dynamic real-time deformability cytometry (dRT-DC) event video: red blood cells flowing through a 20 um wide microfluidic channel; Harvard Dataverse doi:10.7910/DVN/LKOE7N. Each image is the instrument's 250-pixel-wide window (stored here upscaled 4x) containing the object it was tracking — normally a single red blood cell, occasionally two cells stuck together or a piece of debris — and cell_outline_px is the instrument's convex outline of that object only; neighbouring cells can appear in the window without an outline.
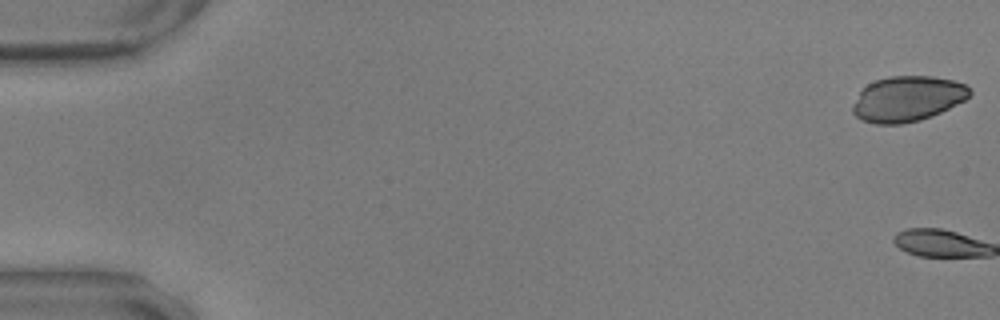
{"species": "common noctule bat (a hibernating species)", "species_latin": "Nyctalus noctula", "temperature_condition": "warm", "stored_images_in_passage": 2, "camera_frame_rate_fps": 3000, "um_per_image_px": 0.085, "animal": {"sex": "male", "body_mass_g": 17.9, "forearm_length_mm": 54.2}, "frame": {"image": 1, "passage_image": 1, "time_ms": 0.0, "image_size_px": [1000, 320], "cell_outline_px": [[972, 92], [964, 100], [940, 112], [920, 120], [904, 124], [876, 124], [860, 120], [852, 112], [852, 104], [860, 92], [868, 84], [876, 80], [888, 76], [932, 76], [952, 80], [964, 84]], "centroid_in_image_um": [77.09, 8.4], "position_along_channel_um": 7.9, "area_um2": 30.81}}